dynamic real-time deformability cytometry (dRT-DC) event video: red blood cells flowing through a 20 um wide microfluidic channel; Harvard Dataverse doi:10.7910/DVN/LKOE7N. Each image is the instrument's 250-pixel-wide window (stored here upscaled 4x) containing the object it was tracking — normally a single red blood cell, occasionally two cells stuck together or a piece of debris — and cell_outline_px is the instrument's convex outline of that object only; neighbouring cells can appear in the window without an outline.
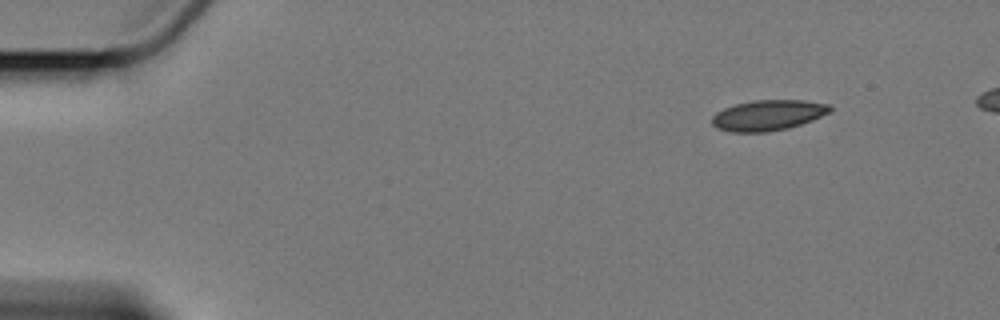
{"species": "Egyptian fruit bat (a non-hibernating species)", "species_latin": "Rousettus aegyptiacus", "temperature_condition": "cold", "stored_images_in_passage": 3, "camera_frame_rate_fps": 3000, "um_per_image_px": 0.085, "animal": {"sex": "female"}, "frame": {"image": 1, "passage_image": 3, "time_ms": 2.333, "image_size_px": [1000, 320], "cell_outline_px": [[832, 112], [812, 120], [788, 128], [768, 132], [728, 132], [716, 128], [712, 124], [712, 116], [716, 112], [724, 108], [736, 104], [752, 100], [804, 100], [832, 104]], "centroid_in_image_um": [65.3, 9.79], "position_along_channel_um": 19.7, "area_um2": 21.27}}